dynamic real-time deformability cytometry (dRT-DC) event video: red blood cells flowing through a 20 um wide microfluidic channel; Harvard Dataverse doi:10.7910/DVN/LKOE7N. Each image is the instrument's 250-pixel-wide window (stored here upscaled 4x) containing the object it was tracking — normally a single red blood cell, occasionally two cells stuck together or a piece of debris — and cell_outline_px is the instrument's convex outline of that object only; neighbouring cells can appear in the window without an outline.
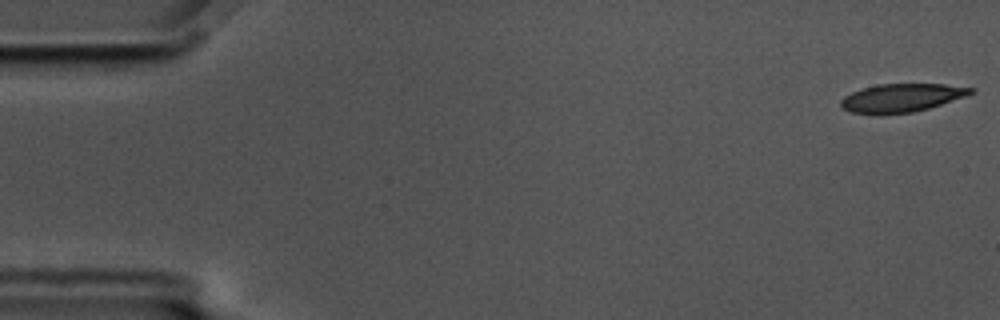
{"species": "common noctule bat (a hibernating species)", "species_latin": "Nyctalus noctula", "temperature_condition": "cold", "stored_images_in_passage": 57, "camera_frame_rate_fps": 3000, "um_per_image_px": 0.085, "animal": {"sex": "male", "body_mass_g": 17.5, "forearm_length_mm": 52.3}, "frame": {"image": 1, "passage_image": 1, "time_ms": 0.0, "image_size_px": [1000, 320], "cell_outline_px": [[976, 92], [968, 96], [928, 108], [912, 112], [880, 116], [852, 112], [844, 108], [840, 104], [840, 100], [844, 96], [852, 92], [864, 88], [880, 84], [944, 84], [976, 88]], "centroid_in_image_um": [76.67, 8.33], "position_along_channel_um": 8.3, "area_um2": 21.73}}
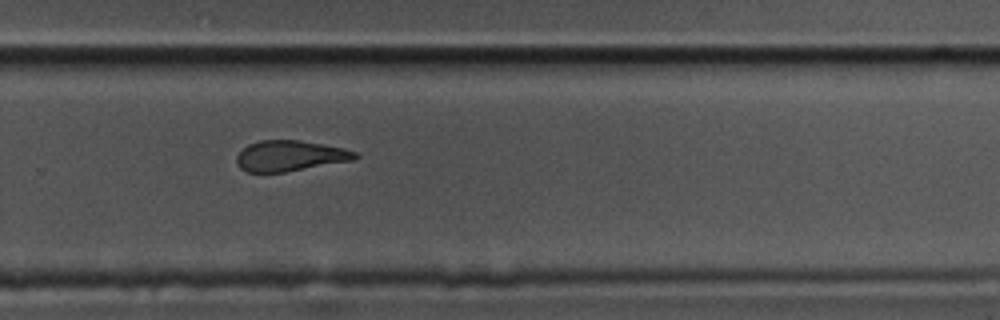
{"frame": {"image": 2, "passage_image": 38, "time_ms": 12.333, "image_size_px": [1000, 320], "cell_outline_px": [[360, 156], [352, 160], [284, 172], [248, 172], [240, 168], [236, 164], [236, 156], [248, 144], [260, 140], [300, 140], [344, 148], [356, 152]], "centroid_in_image_um": [24.62, 13.24], "position_along_channel_um": 305.2, "area_um2": 21.04}}
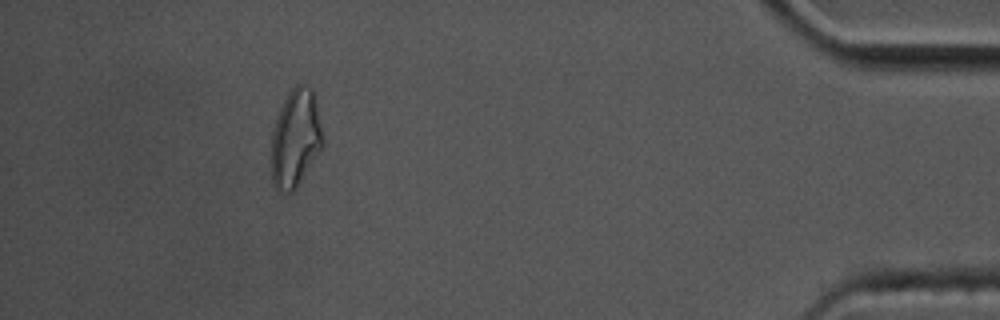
{"frame": {"image": 3, "passage_image": 52, "time_ms": 17.0, "image_size_px": [1000, 320], "cell_outline_px": [[324, 144], [320, 152], [296, 188], [292, 192], [284, 192], [276, 188], [272, 184], [272, 132], [276, 116], [288, 92], [296, 84], [308, 84], [316, 92], [324, 136]], "centroid_in_image_um": [25.16, 11.69], "position_along_channel_um": 410.0, "area_um2": 30.06}, "authors_computed_cell_mechanics": {"area_um2": 23.0622, "velocity_mm_per_s": 3.4908, "shape_relaxation_time_tau1_ms": 5.9807, "shape_relaxation_time_tau2_ms": 2.5832, "deformation_change_tau1": 0.1803, "deformation_change_tau2": 0.115}}